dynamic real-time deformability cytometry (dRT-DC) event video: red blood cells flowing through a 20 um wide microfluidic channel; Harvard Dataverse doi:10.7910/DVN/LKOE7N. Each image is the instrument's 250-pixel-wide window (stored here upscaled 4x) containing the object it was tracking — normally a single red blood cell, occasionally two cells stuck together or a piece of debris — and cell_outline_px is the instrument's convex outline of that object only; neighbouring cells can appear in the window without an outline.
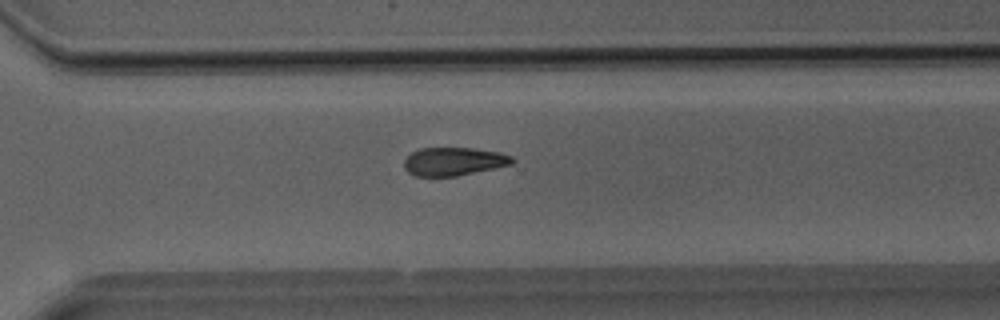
{"species": "Egyptian fruit bat (a non-hibernating species)", "species_latin": "Rousettus aegyptiacus", "temperature_condition": "room temperature", "stored_images_in_passage": 27, "camera_frame_rate_fps": 3000, "um_per_image_px": 0.085, "animal": {"sex": "male"}, "frame": {"image": 1, "passage_image": 16, "time_ms": 5.0, "image_size_px": [1000, 320], "cell_outline_px": [[516, 160], [512, 164], [456, 176], [416, 176], [408, 172], [404, 168], [404, 160], [412, 152], [420, 148], [472, 148], [500, 152], [512, 156]], "centroid_in_image_um": [38.57, 13.72], "position_along_channel_um": 332.0, "area_um2": 17.74}}
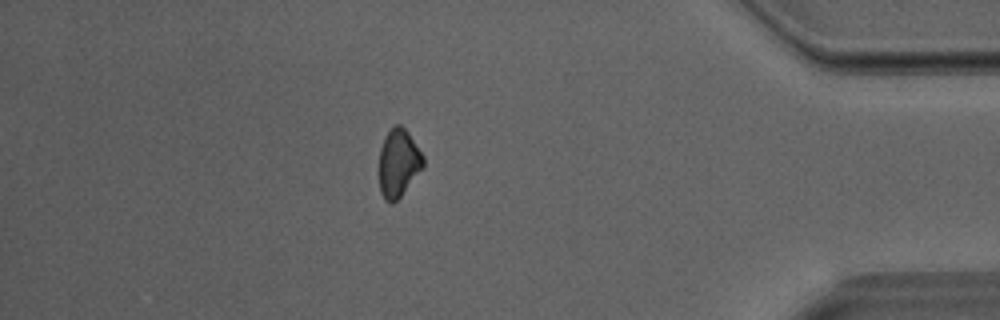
{"frame": {"image": 2, "passage_image": 22, "time_ms": 7.0, "image_size_px": [1000, 320], "cell_outline_px": [[424, 164], [400, 196], [392, 204], [384, 200], [380, 192], [380, 148], [384, 136], [392, 124], [400, 124], [408, 132], [424, 156]], "centroid_in_image_um": [33.84, 13.81], "position_along_channel_um": 401.4, "area_um2": 17.28}}
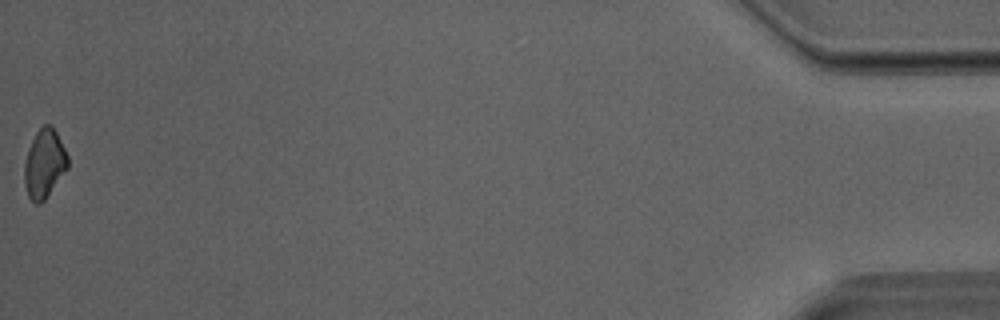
{"frame": {"image": 3, "passage_image": 27, "time_ms": 8.667, "image_size_px": [1000, 320], "cell_outline_px": [[68, 168], [44, 200], [40, 204], [36, 204], [28, 196], [24, 184], [24, 164], [28, 148], [36, 132], [44, 124], [52, 124], [68, 156]], "centroid_in_image_um": [3.76, 13.91], "position_along_channel_um": 431.4, "area_um2": 17.34}}